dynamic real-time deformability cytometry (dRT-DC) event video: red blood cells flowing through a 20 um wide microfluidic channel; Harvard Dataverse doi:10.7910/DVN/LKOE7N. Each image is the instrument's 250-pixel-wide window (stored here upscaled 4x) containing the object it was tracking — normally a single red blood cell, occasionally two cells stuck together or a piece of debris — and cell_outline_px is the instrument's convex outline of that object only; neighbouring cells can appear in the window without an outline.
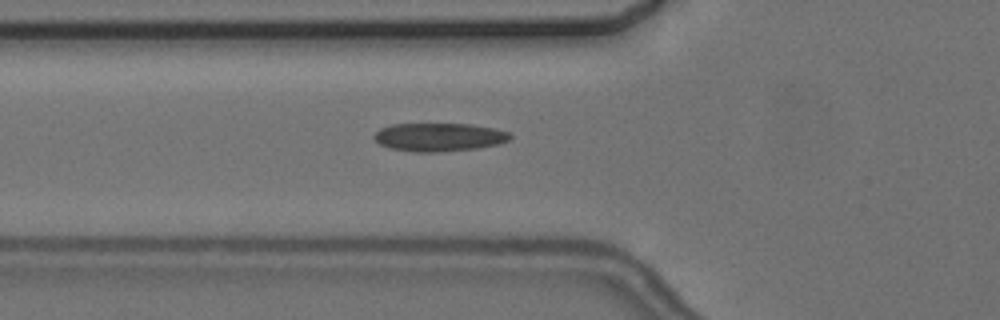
{"species": "common noctule bat (a hibernating species)", "species_latin": "Nyctalus noctula", "temperature_condition": "cold", "stored_images_in_passage": 5, "camera_frame_rate_fps": 3000, "um_per_image_px": 0.085, "animal": {"sex": "female", "body_mass_g": 24.6, "forearm_length_mm": 56.2}, "frame": {"image": 1, "passage_image": 5, "time_ms": 6.333, "image_size_px": [1000, 320], "cell_outline_px": [[512, 136], [508, 140], [500, 144], [476, 148], [436, 152], [412, 152], [392, 148], [380, 144], [372, 136], [380, 128], [392, 124], [472, 124], [496, 128], [508, 132]], "centroid_in_image_um": [37.33, 11.65], "position_along_channel_um": 88.5, "area_um2": 22.43}}